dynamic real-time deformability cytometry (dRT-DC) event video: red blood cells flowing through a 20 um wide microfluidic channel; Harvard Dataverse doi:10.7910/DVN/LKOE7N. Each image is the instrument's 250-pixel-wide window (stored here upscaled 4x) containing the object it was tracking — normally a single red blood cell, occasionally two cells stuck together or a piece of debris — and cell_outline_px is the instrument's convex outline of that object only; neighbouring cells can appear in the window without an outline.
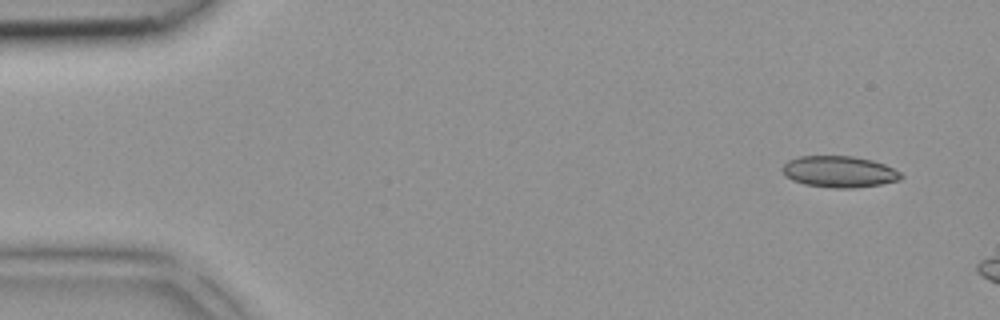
{"species": "common noctule bat (a hibernating species)", "species_latin": "Nyctalus noctula", "temperature_condition": "room temperature", "stored_images_in_passage": 3, "camera_frame_rate_fps": 3000, "um_per_image_px": 0.085, "animal": {"sex": "female", "body_mass_g": 18.4}, "frame": {"image": 1, "passage_image": 1, "time_ms": 0.0, "image_size_px": [1000, 320], "cell_outline_px": [[904, 176], [900, 180], [880, 184], [852, 188], [832, 188], [804, 184], [792, 180], [784, 176], [780, 168], [788, 160], [800, 156], [852, 156], [872, 160], [884, 164], [900, 172]], "centroid_in_image_um": [71.3, 14.59], "position_along_channel_um": 13.7, "area_um2": 21.79}}